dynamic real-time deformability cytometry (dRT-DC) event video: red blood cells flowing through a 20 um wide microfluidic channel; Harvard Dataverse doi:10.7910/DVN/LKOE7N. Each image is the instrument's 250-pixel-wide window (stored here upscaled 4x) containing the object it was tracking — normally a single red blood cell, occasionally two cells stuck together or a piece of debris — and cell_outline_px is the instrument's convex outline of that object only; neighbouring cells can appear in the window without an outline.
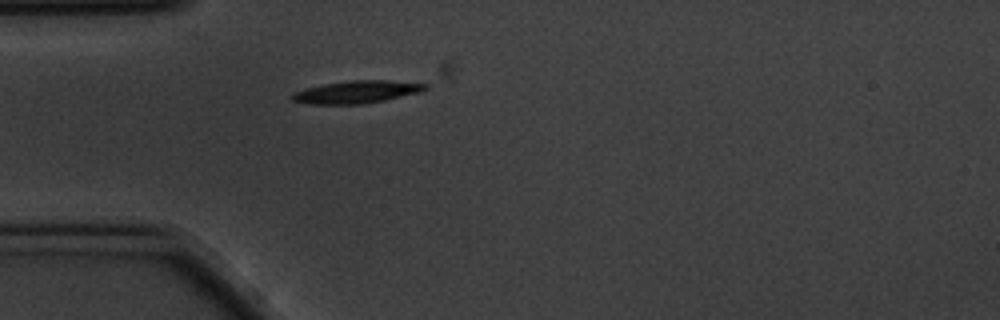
{"species": "common noctule bat (a hibernating species)", "species_latin": "Nyctalus noctula", "temperature_condition": "cold", "stored_images_in_passage": 31, "camera_frame_rate_fps": 3000, "um_per_image_px": 0.085, "animal": {"sex": "male", "body_mass_g": 20.1, "forearm_length_mm": 53.5}, "frame": {"image": 1, "passage_image": 1, "time_ms": 0.0, "image_size_px": [1000, 320], "cell_outline_px": [[428, 88], [420, 92], [384, 100], [364, 104], [308, 104], [292, 100], [292, 96], [296, 92], [308, 88], [324, 84], [348, 80], [388, 80], [428, 84]], "centroid_in_image_um": [30.36, 7.81], "position_along_channel_um": 54.6, "area_um2": 17.28}}
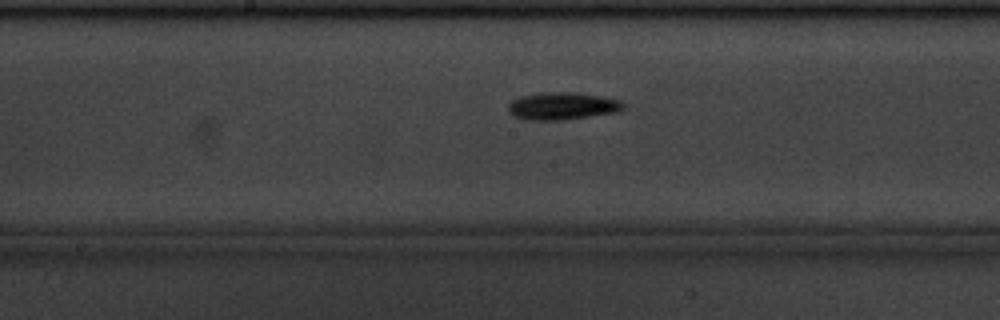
{"frame": {"image": 2, "passage_image": 14, "time_ms": 4.333, "image_size_px": [1000, 320], "cell_outline_px": [[624, 108], [616, 112], [564, 120], [528, 120], [516, 116], [508, 112], [508, 104], [512, 100], [520, 96], [544, 92], [572, 92], [600, 96], [620, 100], [624, 104]], "centroid_in_image_um": [47.78, 9.01], "position_along_channel_um": 200.4, "area_um2": 18.32}}
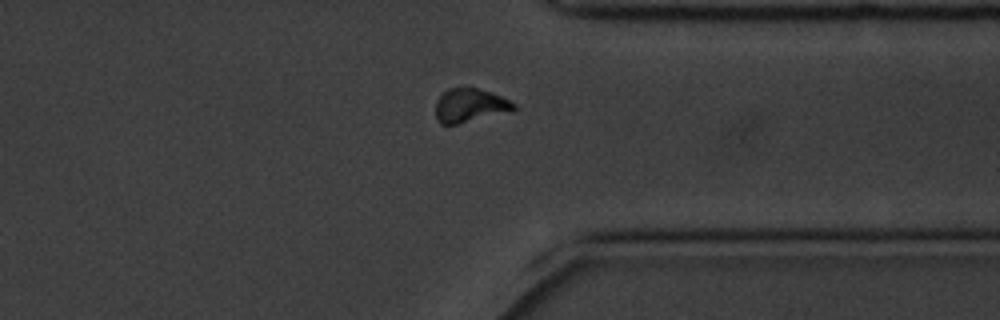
{"frame": {"image": 3, "passage_image": 29, "time_ms": 9.333, "image_size_px": [1000, 320], "cell_outline_px": [[516, 108], [512, 112], [456, 124], [440, 124], [436, 116], [436, 100], [448, 88], [476, 88], [492, 92], [516, 104]], "centroid_in_image_um": [39.97, 8.97], "position_along_channel_um": 371.4, "area_um2": 15.37}, "authors_computed_cell_mechanics": {"area_um2": 16.1262, "velocity_mm_per_s": 3.4753, "shape_relaxation_time_tau1_ms": 3.631, "shape_relaxation_time_tau2_ms": null, "deformation_change_tau1": 0.1347, "deformation_change_tau2": null}}